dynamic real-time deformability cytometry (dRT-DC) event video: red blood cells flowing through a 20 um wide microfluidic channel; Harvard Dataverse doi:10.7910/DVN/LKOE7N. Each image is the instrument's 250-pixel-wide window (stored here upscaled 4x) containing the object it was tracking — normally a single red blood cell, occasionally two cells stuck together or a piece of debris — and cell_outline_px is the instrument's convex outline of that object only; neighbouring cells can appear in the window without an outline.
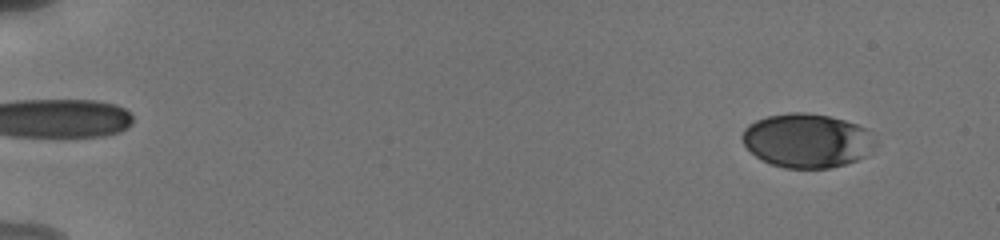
{"species": "human", "species_latin": "Homo sapiens", "temperature_condition": "cold", "stored_images_in_passage": 12, "camera_frame_rate_fps": 3000, "um_per_image_px": 0.085, "donor": {"sex": "male"}, "frame": {"image": 1, "passage_image": 4, "time_ms": 1.0, "image_size_px": [1000, 240], "cell_outline_px": [[876, 144], [868, 156], [844, 164], [828, 168], [784, 168], [772, 164], [756, 156], [744, 144], [740, 136], [744, 128], [748, 124], [756, 120], [768, 116], [792, 112], [808, 112], [828, 116], [844, 120], [856, 124], [872, 132], [876, 140]], "centroid_in_image_um": [68.62, 11.94], "position_along_channel_um": 16.4, "area_um2": 42.08}}
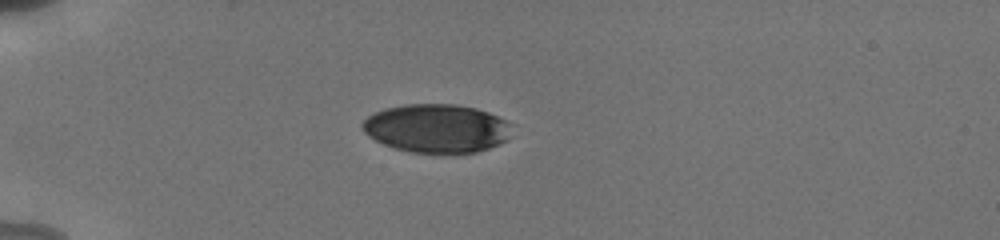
{"frame": {"image": 2, "passage_image": 11, "time_ms": 5.0, "image_size_px": [1000, 240], "cell_outline_px": [[512, 124], [508, 140], [500, 144], [476, 152], [412, 152], [396, 148], [384, 144], [368, 136], [364, 132], [360, 124], [368, 116], [384, 108], [404, 104], [456, 104], [476, 108], [488, 112]], "centroid_in_image_um": [37.11, 10.89], "position_along_channel_um": 47.9, "area_um2": 42.14}}